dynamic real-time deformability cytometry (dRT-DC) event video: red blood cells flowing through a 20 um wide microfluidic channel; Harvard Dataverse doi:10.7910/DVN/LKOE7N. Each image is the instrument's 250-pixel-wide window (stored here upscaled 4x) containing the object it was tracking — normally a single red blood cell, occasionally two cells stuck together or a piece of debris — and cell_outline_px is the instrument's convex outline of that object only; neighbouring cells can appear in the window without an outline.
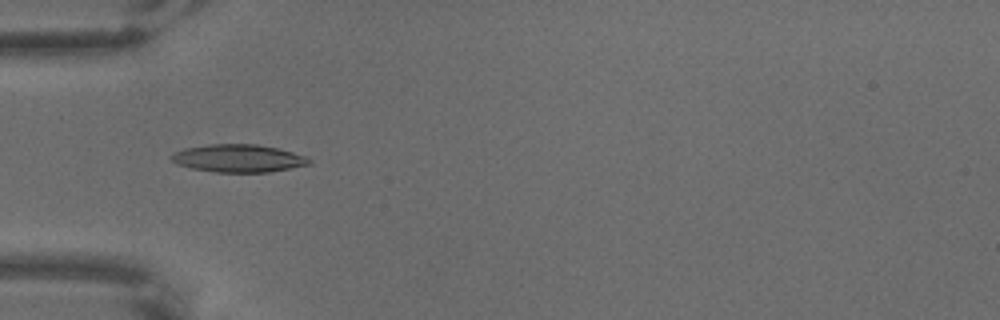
{"species": "common noctule bat (a hibernating species)", "species_latin": "Nyctalus noctula", "temperature_condition": "warm", "stored_images_in_passage": 8, "camera_frame_rate_fps": 3000, "um_per_image_px": 0.085, "animal": {"sex": "male", "body_mass_g": 18.8}, "frame": {"image": 1, "passage_image": 6, "time_ms": 1.667, "image_size_px": [1000, 320], "cell_outline_px": [[312, 164], [268, 172], [216, 172], [192, 168], [176, 164], [168, 156], [172, 152], [184, 148], [208, 144], [256, 144], [276, 148], [292, 152], [304, 156], [312, 160]], "centroid_in_image_um": [20.22, 13.45], "position_along_channel_um": 64.8, "area_um2": 22.31}}
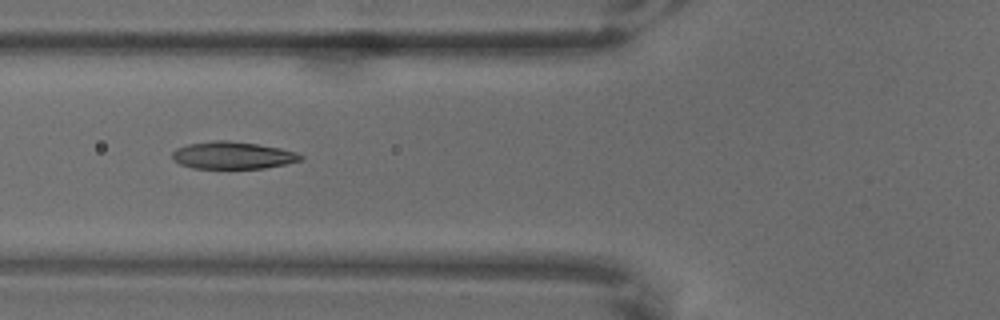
{"frame": {"image": 2, "passage_image": 7, "time_ms": 2.0, "image_size_px": [1000, 320], "cell_outline_px": [[304, 156], [300, 160], [284, 164], [264, 168], [192, 168], [180, 164], [172, 160], [172, 152], [176, 148], [188, 144], [216, 140], [228, 140], [256, 144], [280, 148], [296, 152]], "centroid_in_image_um": [19.74, 13.2], "position_along_channel_um": 106.1, "area_um2": 20.29}}
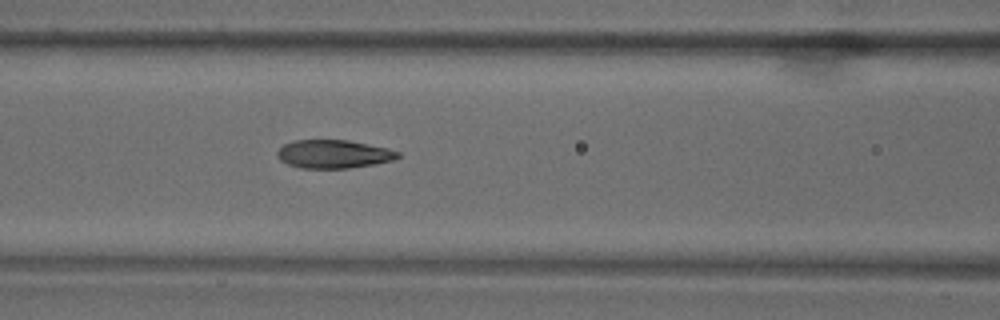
{"frame": {"image": 3, "passage_image": 8, "time_ms": 2.333, "image_size_px": [1000, 320], "cell_outline_px": [[400, 156], [392, 160], [372, 164], [348, 168], [300, 168], [288, 164], [280, 160], [276, 156], [276, 152], [284, 144], [292, 140], [348, 140], [388, 148], [400, 152]], "centroid_in_image_um": [28.32, 13.09], "position_along_channel_um": 138.3, "area_um2": 19.88}}